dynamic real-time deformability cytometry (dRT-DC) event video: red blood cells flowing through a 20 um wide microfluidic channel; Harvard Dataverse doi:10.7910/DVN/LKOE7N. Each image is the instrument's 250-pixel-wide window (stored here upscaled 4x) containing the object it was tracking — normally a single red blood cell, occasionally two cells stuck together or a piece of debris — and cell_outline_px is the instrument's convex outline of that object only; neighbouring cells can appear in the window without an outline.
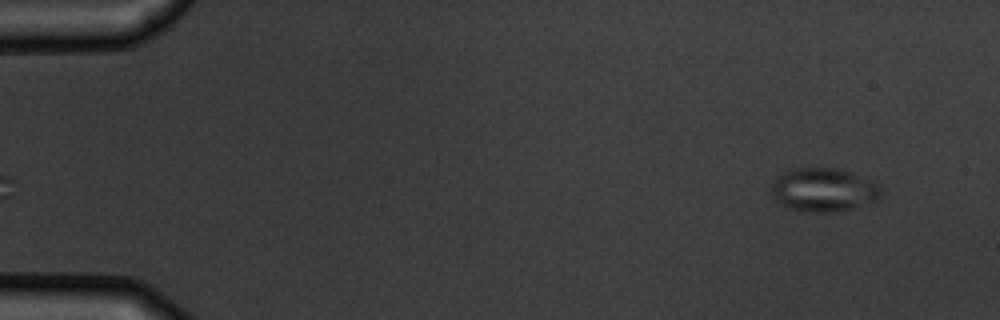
{"species": "common noctule bat (a hibernating species)", "species_latin": "Nyctalus noctula", "temperature_condition": "warm", "stored_images_in_passage": 4, "camera_frame_rate_fps": 3000, "um_per_image_px": 0.085, "animal": {"sex": "male", "body_mass_g": 19.5, "forearm_length_mm": 54.6}, "frame": {"image": 1, "passage_image": 4, "time_ms": 3.333, "image_size_px": [1000, 320], "cell_outline_px": [[880, 200], [876, 204], [836, 212], [808, 212], [788, 208], [776, 204], [772, 196], [772, 180], [776, 176], [788, 168], [836, 168], [852, 172], [876, 184], [880, 188]], "centroid_in_image_um": [69.98, 16.16], "position_along_channel_um": 15.0, "area_um2": 28.61}}